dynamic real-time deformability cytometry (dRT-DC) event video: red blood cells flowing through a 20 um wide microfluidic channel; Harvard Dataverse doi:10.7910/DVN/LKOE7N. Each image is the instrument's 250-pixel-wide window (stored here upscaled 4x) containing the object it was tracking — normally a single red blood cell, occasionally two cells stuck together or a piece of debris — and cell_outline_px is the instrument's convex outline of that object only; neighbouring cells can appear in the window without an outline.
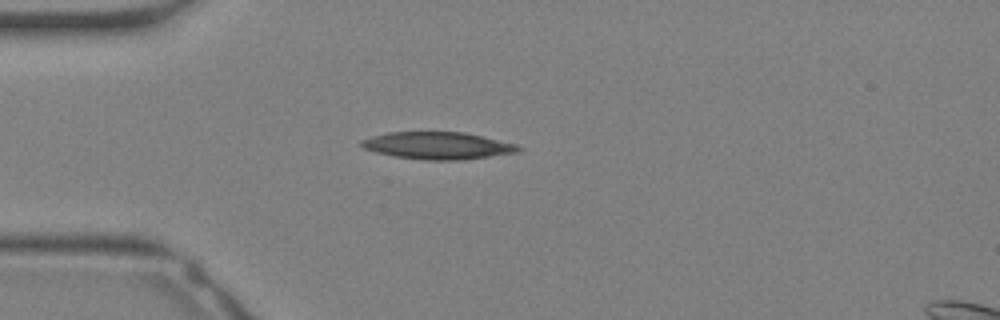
{"species": "Egyptian fruit bat (a non-hibernating species)", "species_latin": "Rousettus aegyptiacus", "temperature_condition": "warm", "stored_images_in_passage": 9, "camera_frame_rate_fps": 3000, "um_per_image_px": 0.085, "animal": {"sex": "female"}, "frame": {"image": 1, "passage_image": 2, "time_ms": 0.333, "image_size_px": [1000, 320], "cell_outline_px": [[524, 148], [516, 152], [460, 160], [424, 160], [396, 156], [376, 152], [364, 148], [360, 144], [360, 140], [372, 136], [388, 132], [464, 132], [516, 144]], "centroid_in_image_um": [37.19, 12.37], "position_along_channel_um": 47.8, "area_um2": 24.62}}
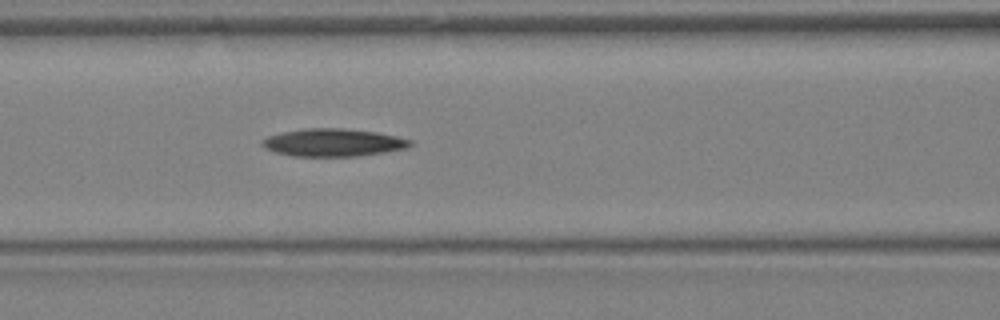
{"frame": {"image": 2, "passage_image": 7, "time_ms": 2.0, "image_size_px": [1000, 320], "cell_outline_px": [[412, 144], [408, 148], [384, 152], [356, 156], [292, 156], [276, 152], [260, 144], [260, 140], [268, 136], [280, 132], [308, 128], [340, 128], [376, 132], [396, 136], [412, 140]], "centroid_in_image_um": [28.31, 12.11], "position_along_channel_um": 138.3, "area_um2": 23.81}}
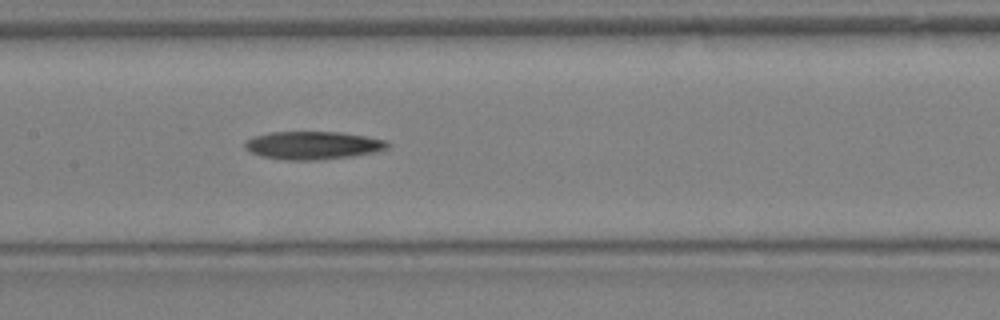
{"frame": {"image": 3, "passage_image": 9, "time_ms": 2.667, "image_size_px": [1000, 320], "cell_outline_px": [[392, 144], [388, 148], [376, 152], [352, 156], [316, 160], [288, 160], [260, 156], [244, 148], [244, 140], [252, 136], [272, 132], [340, 132], [388, 140]], "centroid_in_image_um": [26.6, 12.35], "position_along_channel_um": 180.8, "area_um2": 23.47}}